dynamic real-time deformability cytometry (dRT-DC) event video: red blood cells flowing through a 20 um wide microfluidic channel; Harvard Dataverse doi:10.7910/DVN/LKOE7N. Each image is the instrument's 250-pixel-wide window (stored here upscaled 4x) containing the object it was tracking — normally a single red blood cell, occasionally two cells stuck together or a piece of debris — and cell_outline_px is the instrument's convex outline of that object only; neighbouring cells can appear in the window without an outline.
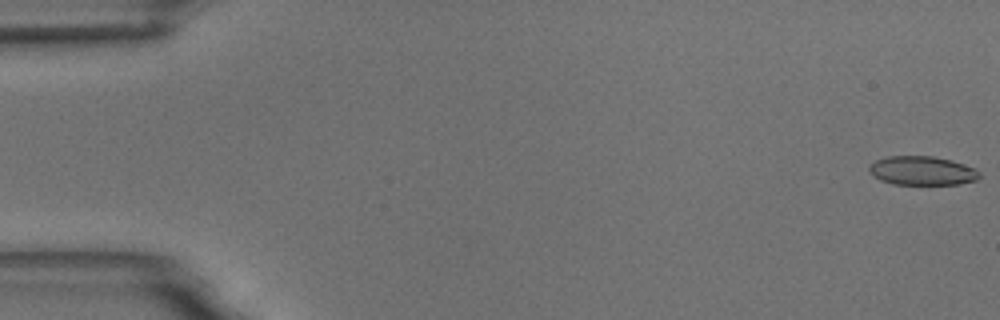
{"species": "common noctule bat (a hibernating species)", "species_latin": "Nyctalus noctula", "temperature_condition": "room temperature", "stored_images_in_passage": 56, "camera_frame_rate_fps": 3000, "um_per_image_px": 0.085, "animal": {"sex": "male", "body_mass_g": 18.8}, "frame": {"image": 1, "passage_image": 1, "time_ms": 0.0, "image_size_px": [1000, 320], "cell_outline_px": [[980, 176], [976, 180], [960, 184], [892, 184], [880, 180], [868, 172], [868, 164], [876, 160], [888, 156], [932, 156], [952, 160], [976, 168], [980, 172]], "centroid_in_image_um": [78.37, 14.5], "position_along_channel_um": 6.6, "area_um2": 18.79}}
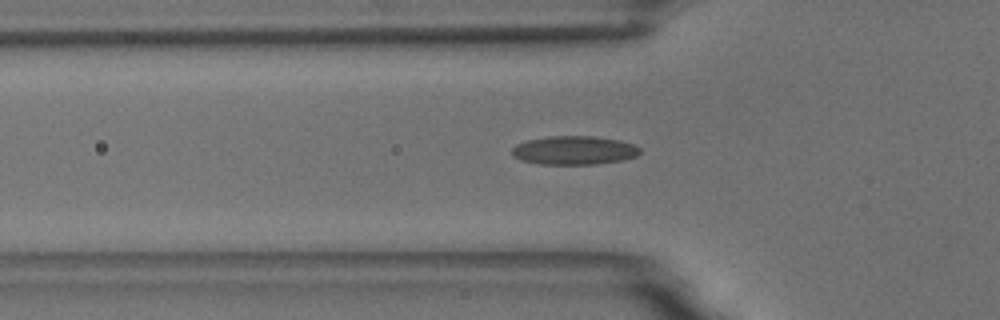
{"frame": {"image": 2, "passage_image": 19, "time_ms": 6.0, "image_size_px": [1000, 320], "cell_outline_px": [[640, 152], [636, 156], [624, 160], [596, 164], [540, 164], [520, 160], [512, 156], [512, 148], [516, 144], [524, 140], [548, 136], [592, 136], [620, 140], [632, 144], [640, 148]], "centroid_in_image_um": [48.77, 12.77], "position_along_channel_um": 77.0, "area_um2": 21.56}}
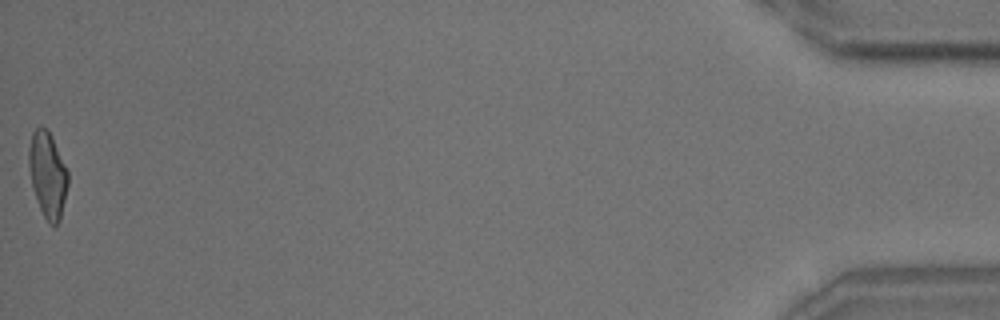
{"frame": {"image": 3, "passage_image": 56, "time_ms": 18.333, "image_size_px": [1000, 320], "cell_outline_px": [[68, 184], [60, 220], [56, 224], [48, 224], [40, 208], [32, 188], [28, 164], [28, 148], [32, 132], [40, 124], [52, 136], [68, 172]], "centroid_in_image_um": [4.03, 14.83], "position_along_channel_um": 431.2, "area_um2": 19.54}, "authors_computed_cell_mechanics": {"area_um2": 19.652, "velocity_mm_per_s": 3.65, "shape_relaxation_time_tau1_ms": 6.1702, "shape_relaxation_time_tau2_ms": 1.0201, "deformation_change_tau1": 0.1923, "deformation_change_tau2": 0.0904}}